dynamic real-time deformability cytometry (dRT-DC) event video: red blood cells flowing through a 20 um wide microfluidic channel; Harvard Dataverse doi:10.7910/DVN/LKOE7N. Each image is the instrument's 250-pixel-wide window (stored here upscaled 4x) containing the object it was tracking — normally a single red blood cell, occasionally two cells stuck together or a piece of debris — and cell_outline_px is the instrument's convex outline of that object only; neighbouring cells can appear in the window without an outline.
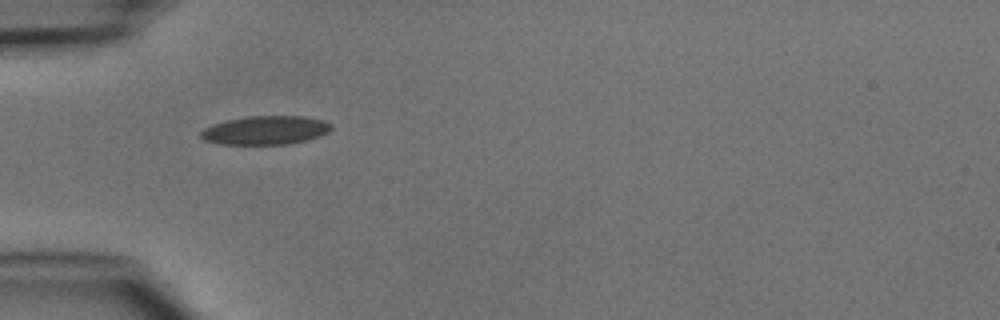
{"species": "common noctule bat (a hibernating species)", "species_latin": "Nyctalus noctula", "temperature_condition": "cold", "stored_images_in_passage": 4, "camera_frame_rate_fps": 3000, "um_per_image_px": 0.085, "animal": {"sex": "male", "body_mass_g": 15.6}, "frame": {"image": 1, "passage_image": 1, "time_ms": 0.0, "image_size_px": [1000, 320], "cell_outline_px": [[332, 128], [328, 132], [304, 140], [288, 144], [220, 144], [204, 140], [200, 136], [200, 132], [204, 128], [212, 124], [228, 120], [248, 116], [304, 116], [324, 120], [332, 124]], "centroid_in_image_um": [22.54, 11.06], "position_along_channel_um": 62.5, "area_um2": 21.68}}